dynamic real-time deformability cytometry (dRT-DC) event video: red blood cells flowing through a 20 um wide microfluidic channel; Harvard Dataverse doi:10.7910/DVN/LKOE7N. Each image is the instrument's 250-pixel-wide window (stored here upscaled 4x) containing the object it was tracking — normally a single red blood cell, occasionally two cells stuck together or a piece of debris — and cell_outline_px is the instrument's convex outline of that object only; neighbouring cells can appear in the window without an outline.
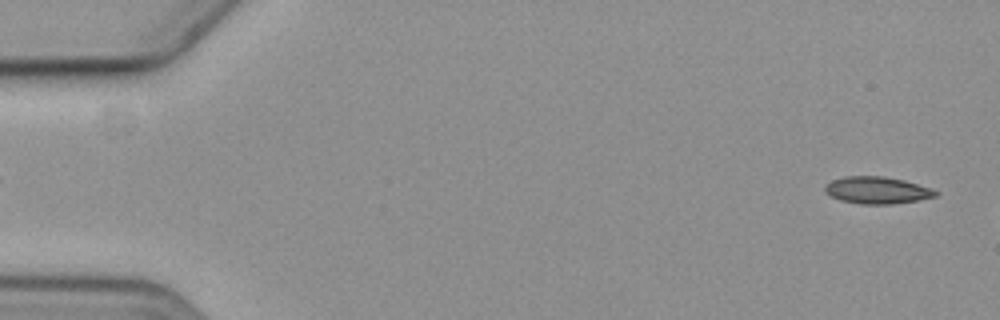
{"species": "common noctule bat (a hibernating species)", "species_latin": "Nyctalus noctula", "temperature_condition": "cold", "stored_images_in_passage": 5, "segment_of_instrument_passage": [2, 2], "camera_frame_rate_fps": 3000, "um_per_image_px": 0.085, "animal": {"sex": "female", "body_mass_g": 19.3, "forearm_length_mm": 54.1}, "frame": {"image": 1, "passage_image": 5, "time_ms": 5.0, "image_size_px": [1000, 320], "cell_outline_px": [[940, 192], [936, 196], [916, 200], [892, 204], [860, 204], [840, 200], [824, 192], [824, 188], [832, 180], [844, 176], [884, 176], [904, 180], [932, 188]], "centroid_in_image_um": [74.56, 16.16], "position_along_channel_um": 10.4, "area_um2": 17.4}}